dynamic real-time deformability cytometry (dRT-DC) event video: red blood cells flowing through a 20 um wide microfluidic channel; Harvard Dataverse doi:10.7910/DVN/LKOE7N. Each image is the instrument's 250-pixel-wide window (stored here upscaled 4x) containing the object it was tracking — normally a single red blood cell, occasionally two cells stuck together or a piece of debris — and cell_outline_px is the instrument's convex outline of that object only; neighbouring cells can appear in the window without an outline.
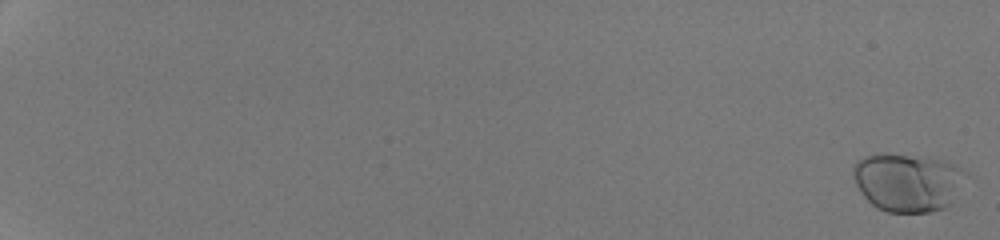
{"species": "human", "species_latin": "Homo sapiens", "temperature_condition": "room temperature", "stored_images_in_passage": 53, "camera_frame_rate_fps": 3000, "um_per_image_px": 0.085, "donor": {"sex": "male"}, "frame": {"image": 1, "passage_image": 1, "time_ms": 0.0, "image_size_px": [1000, 240], "cell_outline_px": [[960, 168], [948, 204], [944, 208], [928, 212], [888, 212], [876, 208], [860, 192], [852, 176], [852, 168], [856, 160], [864, 156], [876, 152], [944, 160], [956, 164]], "centroid_in_image_um": [76.93, 15.47], "position_along_channel_um": 8.1, "area_um2": 36.88}}
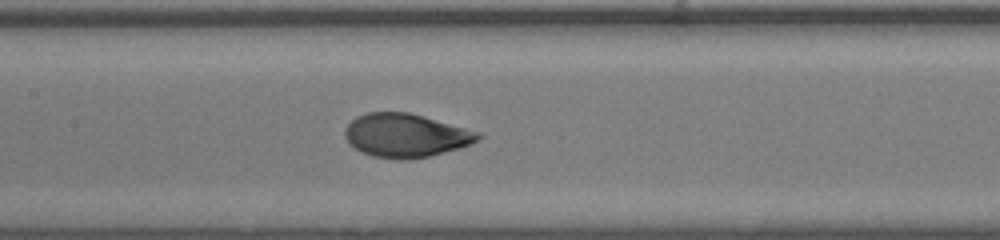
{"frame": {"image": 2, "passage_image": 31, "time_ms": 10.0, "image_size_px": [1000, 240], "cell_outline_px": [[484, 136], [460, 148], [428, 156], [404, 160], [396, 160], [372, 156], [348, 144], [344, 136], [344, 128], [356, 116], [368, 112], [408, 112], [424, 116], [480, 132]], "centroid_in_image_um": [34.46, 11.51], "position_along_channel_um": 172.9, "area_um2": 33.81}}
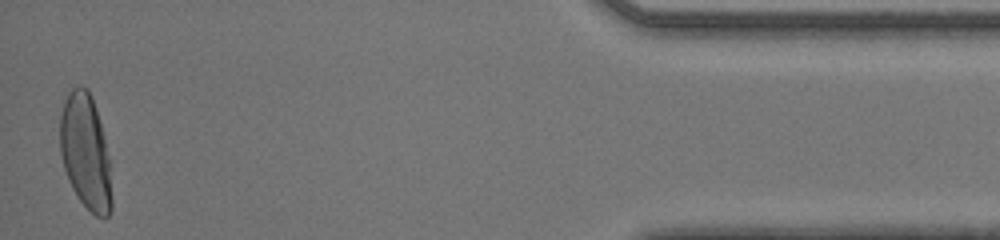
{"frame": {"image": 3, "passage_image": 53, "time_ms": 17.333, "image_size_px": [1000, 240], "cell_outline_px": [[112, 208], [108, 216], [96, 216], [80, 200], [72, 188], [64, 168], [60, 152], [60, 116], [64, 100], [68, 92], [72, 88], [80, 84], [88, 88], [92, 96], [96, 108], [104, 136], [108, 156], [112, 196]], "centroid_in_image_um": [7.26, 12.86], "position_along_channel_um": 427.9, "area_um2": 34.62}, "authors_computed_cell_mechanics": {"area_um2": 33.813, "velocity_mm_per_s": 4.2824, "shape_relaxation_time_tau1_ms": 2.9483, "shape_relaxation_time_tau2_ms": null, "deformation_change_tau1": 0.1704, "deformation_change_tau2": null}}